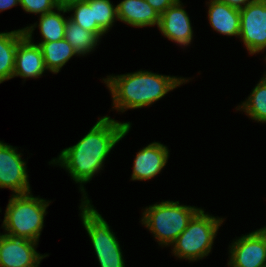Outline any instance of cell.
Returning a JSON list of instances; mask_svg holds the SVG:
<instances>
[{"label":"cell","mask_w":266,"mask_h":267,"mask_svg":"<svg viewBox=\"0 0 266 267\" xmlns=\"http://www.w3.org/2000/svg\"><path fill=\"white\" fill-rule=\"evenodd\" d=\"M229 245L230 267H266V235L259 229Z\"/></svg>","instance_id":"obj_9"},{"label":"cell","mask_w":266,"mask_h":267,"mask_svg":"<svg viewBox=\"0 0 266 267\" xmlns=\"http://www.w3.org/2000/svg\"><path fill=\"white\" fill-rule=\"evenodd\" d=\"M223 221L222 218L206 214L201 208L171 244L174 256L193 262L208 256Z\"/></svg>","instance_id":"obj_5"},{"label":"cell","mask_w":266,"mask_h":267,"mask_svg":"<svg viewBox=\"0 0 266 267\" xmlns=\"http://www.w3.org/2000/svg\"><path fill=\"white\" fill-rule=\"evenodd\" d=\"M259 230L266 235V226H264L263 228H260Z\"/></svg>","instance_id":"obj_28"},{"label":"cell","mask_w":266,"mask_h":267,"mask_svg":"<svg viewBox=\"0 0 266 267\" xmlns=\"http://www.w3.org/2000/svg\"><path fill=\"white\" fill-rule=\"evenodd\" d=\"M24 36L23 29L0 32V84L13 78L17 45Z\"/></svg>","instance_id":"obj_17"},{"label":"cell","mask_w":266,"mask_h":267,"mask_svg":"<svg viewBox=\"0 0 266 267\" xmlns=\"http://www.w3.org/2000/svg\"><path fill=\"white\" fill-rule=\"evenodd\" d=\"M37 44L41 47L46 69L55 74L59 73L73 56H78L65 39Z\"/></svg>","instance_id":"obj_18"},{"label":"cell","mask_w":266,"mask_h":267,"mask_svg":"<svg viewBox=\"0 0 266 267\" xmlns=\"http://www.w3.org/2000/svg\"><path fill=\"white\" fill-rule=\"evenodd\" d=\"M221 2H224L231 7L237 8V9H242L246 7L248 4H250L253 0H218Z\"/></svg>","instance_id":"obj_25"},{"label":"cell","mask_w":266,"mask_h":267,"mask_svg":"<svg viewBox=\"0 0 266 267\" xmlns=\"http://www.w3.org/2000/svg\"><path fill=\"white\" fill-rule=\"evenodd\" d=\"M180 0L160 15L158 28L164 37L179 45L188 46L193 39V29L188 13Z\"/></svg>","instance_id":"obj_11"},{"label":"cell","mask_w":266,"mask_h":267,"mask_svg":"<svg viewBox=\"0 0 266 267\" xmlns=\"http://www.w3.org/2000/svg\"><path fill=\"white\" fill-rule=\"evenodd\" d=\"M159 15L178 0H145Z\"/></svg>","instance_id":"obj_24"},{"label":"cell","mask_w":266,"mask_h":267,"mask_svg":"<svg viewBox=\"0 0 266 267\" xmlns=\"http://www.w3.org/2000/svg\"><path fill=\"white\" fill-rule=\"evenodd\" d=\"M86 2L93 9L94 21L107 33L117 20L116 5L110 0H87Z\"/></svg>","instance_id":"obj_22"},{"label":"cell","mask_w":266,"mask_h":267,"mask_svg":"<svg viewBox=\"0 0 266 267\" xmlns=\"http://www.w3.org/2000/svg\"><path fill=\"white\" fill-rule=\"evenodd\" d=\"M61 12L65 14L68 11L64 7H57V9L41 15L39 18V24L36 22L34 25L23 28L25 35L32 36L35 28L39 27L42 35L41 37L43 38L41 42H54L64 39L68 17L65 18Z\"/></svg>","instance_id":"obj_16"},{"label":"cell","mask_w":266,"mask_h":267,"mask_svg":"<svg viewBox=\"0 0 266 267\" xmlns=\"http://www.w3.org/2000/svg\"><path fill=\"white\" fill-rule=\"evenodd\" d=\"M19 5L25 12L40 14L39 16L59 7L56 0H20Z\"/></svg>","instance_id":"obj_23"},{"label":"cell","mask_w":266,"mask_h":267,"mask_svg":"<svg viewBox=\"0 0 266 267\" xmlns=\"http://www.w3.org/2000/svg\"><path fill=\"white\" fill-rule=\"evenodd\" d=\"M237 110H243L252 120L266 123V79L262 77L253 88L246 101L238 106Z\"/></svg>","instance_id":"obj_20"},{"label":"cell","mask_w":266,"mask_h":267,"mask_svg":"<svg viewBox=\"0 0 266 267\" xmlns=\"http://www.w3.org/2000/svg\"><path fill=\"white\" fill-rule=\"evenodd\" d=\"M169 158L168 148L160 142H152L137 152L131 180H149L160 174Z\"/></svg>","instance_id":"obj_13"},{"label":"cell","mask_w":266,"mask_h":267,"mask_svg":"<svg viewBox=\"0 0 266 267\" xmlns=\"http://www.w3.org/2000/svg\"><path fill=\"white\" fill-rule=\"evenodd\" d=\"M20 4V0H0V12Z\"/></svg>","instance_id":"obj_26"},{"label":"cell","mask_w":266,"mask_h":267,"mask_svg":"<svg viewBox=\"0 0 266 267\" xmlns=\"http://www.w3.org/2000/svg\"><path fill=\"white\" fill-rule=\"evenodd\" d=\"M51 202L34 197L31 192L11 196L5 210L4 234L38 242L44 227L46 209Z\"/></svg>","instance_id":"obj_3"},{"label":"cell","mask_w":266,"mask_h":267,"mask_svg":"<svg viewBox=\"0 0 266 267\" xmlns=\"http://www.w3.org/2000/svg\"><path fill=\"white\" fill-rule=\"evenodd\" d=\"M130 129V122L121 123L110 116H103L78 143L63 149L59 157L49 163L65 168L72 179L80 184L83 193L81 201L89 200L83 184L90 182L102 169L110 151Z\"/></svg>","instance_id":"obj_1"},{"label":"cell","mask_w":266,"mask_h":267,"mask_svg":"<svg viewBox=\"0 0 266 267\" xmlns=\"http://www.w3.org/2000/svg\"><path fill=\"white\" fill-rule=\"evenodd\" d=\"M79 209L100 267H125L120 244L107 221L91 205L90 200H82Z\"/></svg>","instance_id":"obj_6"},{"label":"cell","mask_w":266,"mask_h":267,"mask_svg":"<svg viewBox=\"0 0 266 267\" xmlns=\"http://www.w3.org/2000/svg\"><path fill=\"white\" fill-rule=\"evenodd\" d=\"M59 7L67 8L69 5L77 2H85L87 0H56Z\"/></svg>","instance_id":"obj_27"},{"label":"cell","mask_w":266,"mask_h":267,"mask_svg":"<svg viewBox=\"0 0 266 267\" xmlns=\"http://www.w3.org/2000/svg\"><path fill=\"white\" fill-rule=\"evenodd\" d=\"M240 34L250 55L266 50V0H253L240 9Z\"/></svg>","instance_id":"obj_7"},{"label":"cell","mask_w":266,"mask_h":267,"mask_svg":"<svg viewBox=\"0 0 266 267\" xmlns=\"http://www.w3.org/2000/svg\"><path fill=\"white\" fill-rule=\"evenodd\" d=\"M64 39L73 47L75 52L81 56L90 53L98 45L100 37L88 30L81 28L69 17L65 27Z\"/></svg>","instance_id":"obj_19"},{"label":"cell","mask_w":266,"mask_h":267,"mask_svg":"<svg viewBox=\"0 0 266 267\" xmlns=\"http://www.w3.org/2000/svg\"><path fill=\"white\" fill-rule=\"evenodd\" d=\"M200 209L180 205L179 201H162L146 207L141 222L153 233L159 245L170 246Z\"/></svg>","instance_id":"obj_4"},{"label":"cell","mask_w":266,"mask_h":267,"mask_svg":"<svg viewBox=\"0 0 266 267\" xmlns=\"http://www.w3.org/2000/svg\"><path fill=\"white\" fill-rule=\"evenodd\" d=\"M45 71L41 47L33 42L32 36L25 35L17 45L13 78H39Z\"/></svg>","instance_id":"obj_12"},{"label":"cell","mask_w":266,"mask_h":267,"mask_svg":"<svg viewBox=\"0 0 266 267\" xmlns=\"http://www.w3.org/2000/svg\"><path fill=\"white\" fill-rule=\"evenodd\" d=\"M209 1L208 19L211 27L220 34L239 37L240 10L218 0Z\"/></svg>","instance_id":"obj_15"},{"label":"cell","mask_w":266,"mask_h":267,"mask_svg":"<svg viewBox=\"0 0 266 267\" xmlns=\"http://www.w3.org/2000/svg\"><path fill=\"white\" fill-rule=\"evenodd\" d=\"M117 20L133 27L159 25L160 15L145 0H123L116 5Z\"/></svg>","instance_id":"obj_14"},{"label":"cell","mask_w":266,"mask_h":267,"mask_svg":"<svg viewBox=\"0 0 266 267\" xmlns=\"http://www.w3.org/2000/svg\"><path fill=\"white\" fill-rule=\"evenodd\" d=\"M38 242L0 234V267H39L47 256L36 251Z\"/></svg>","instance_id":"obj_10"},{"label":"cell","mask_w":266,"mask_h":267,"mask_svg":"<svg viewBox=\"0 0 266 267\" xmlns=\"http://www.w3.org/2000/svg\"><path fill=\"white\" fill-rule=\"evenodd\" d=\"M66 9L68 12H74L69 18L81 28L97 34L100 38L106 33L94 21L93 9L90 8V5L86 1L73 3Z\"/></svg>","instance_id":"obj_21"},{"label":"cell","mask_w":266,"mask_h":267,"mask_svg":"<svg viewBox=\"0 0 266 267\" xmlns=\"http://www.w3.org/2000/svg\"><path fill=\"white\" fill-rule=\"evenodd\" d=\"M17 148L0 141V188H8L13 195L31 192L26 162Z\"/></svg>","instance_id":"obj_8"},{"label":"cell","mask_w":266,"mask_h":267,"mask_svg":"<svg viewBox=\"0 0 266 267\" xmlns=\"http://www.w3.org/2000/svg\"><path fill=\"white\" fill-rule=\"evenodd\" d=\"M103 81L111 92L113 109L123 113L128 109L150 106L189 80L139 70L117 76L109 75Z\"/></svg>","instance_id":"obj_2"}]
</instances>
